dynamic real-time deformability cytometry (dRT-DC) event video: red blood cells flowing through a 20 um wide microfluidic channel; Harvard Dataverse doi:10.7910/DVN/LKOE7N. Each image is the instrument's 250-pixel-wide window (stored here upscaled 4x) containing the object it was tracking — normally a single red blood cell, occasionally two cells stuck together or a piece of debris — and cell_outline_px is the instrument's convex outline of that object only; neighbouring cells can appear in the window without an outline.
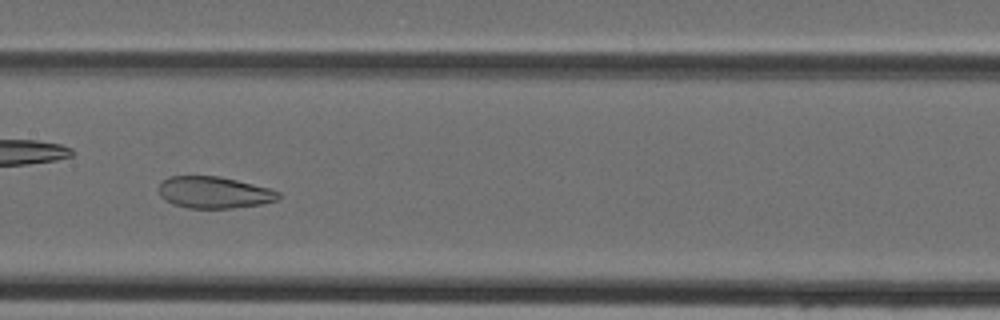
{"species": "Egyptian fruit bat (a non-hibernating species)", "species_latin": "Rousettus aegyptiacus", "temperature_condition": "cold", "stored_images_in_passage": 42, "camera_frame_rate_fps": 3000, "um_per_image_px": 0.085, "animal": {"sex": "female"}, "frame": {"image": 1, "passage_image": 19, "time_ms": 6.0, "image_size_px": [1000, 320], "cell_outline_px": [[280, 200], [260, 204], [232, 208], [188, 208], [172, 204], [164, 200], [160, 196], [160, 184], [168, 176], [220, 176], [268, 188], [280, 192]], "centroid_in_image_um": [18.2, 16.36], "position_along_channel_um": 189.2, "area_um2": 22.08}}